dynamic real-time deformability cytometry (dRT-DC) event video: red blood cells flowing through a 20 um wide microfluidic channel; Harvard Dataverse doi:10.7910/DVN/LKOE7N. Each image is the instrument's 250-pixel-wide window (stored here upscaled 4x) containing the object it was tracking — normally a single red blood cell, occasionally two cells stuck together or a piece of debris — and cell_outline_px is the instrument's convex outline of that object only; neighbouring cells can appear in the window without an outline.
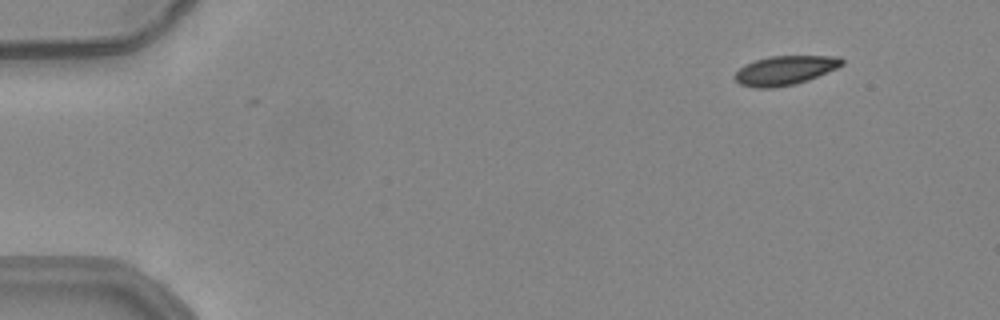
{"species": "common noctule bat (a hibernating species)", "species_latin": "Nyctalus noctula", "temperature_condition": "warm", "stored_images_in_passage": 2, "camera_frame_rate_fps": 3000, "um_per_image_px": 0.085, "animal": {"sex": "female", "body_mass_g": 24.6, "forearm_length_mm": 56.2}, "frame": {"image": 1, "passage_image": 2, "time_ms": 0.333, "image_size_px": [1000, 320], "cell_outline_px": [[844, 64], [836, 68], [808, 80], [796, 84], [772, 88], [756, 88], [740, 84], [732, 76], [744, 64], [768, 56], [840, 56], [844, 60]], "centroid_in_image_um": [66.71, 5.98], "position_along_channel_um": 18.3, "area_um2": 18.26}}